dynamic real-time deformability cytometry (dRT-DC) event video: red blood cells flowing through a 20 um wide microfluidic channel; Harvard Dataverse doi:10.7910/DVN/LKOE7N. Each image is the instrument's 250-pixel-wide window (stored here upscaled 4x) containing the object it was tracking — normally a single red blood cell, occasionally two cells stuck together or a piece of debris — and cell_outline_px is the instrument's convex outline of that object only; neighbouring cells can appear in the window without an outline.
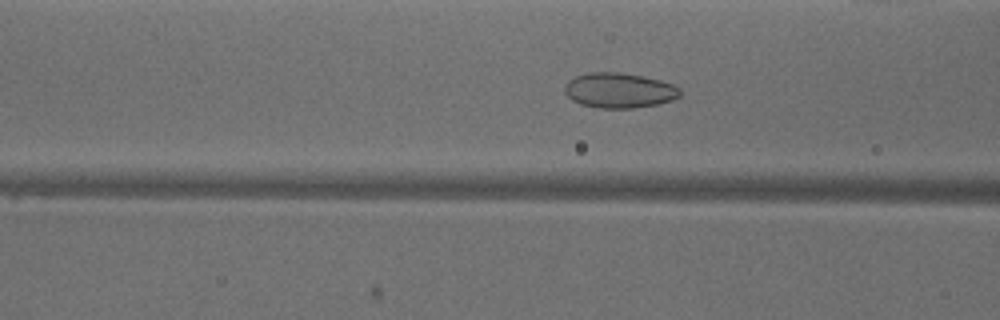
{"species": "common noctule bat (a hibernating species)", "species_latin": "Nyctalus noctula", "temperature_condition": "warm", "stored_images_in_passage": 50, "camera_frame_rate_fps": 3000, "um_per_image_px": 0.085, "animal": {"sex": "male", "body_mass_g": 18.8}, "frame": {"image": 1, "passage_image": 19, "time_ms": 6.0, "image_size_px": [1000, 320], "cell_outline_px": [[680, 96], [672, 100], [660, 104], [636, 108], [596, 108], [580, 104], [572, 100], [564, 92], [564, 84], [568, 80], [576, 76], [588, 72], [620, 72], [660, 80], [672, 84], [680, 88]], "centroid_in_image_um": [52.61, 7.69], "position_along_channel_um": 114.0, "area_um2": 23.81}}
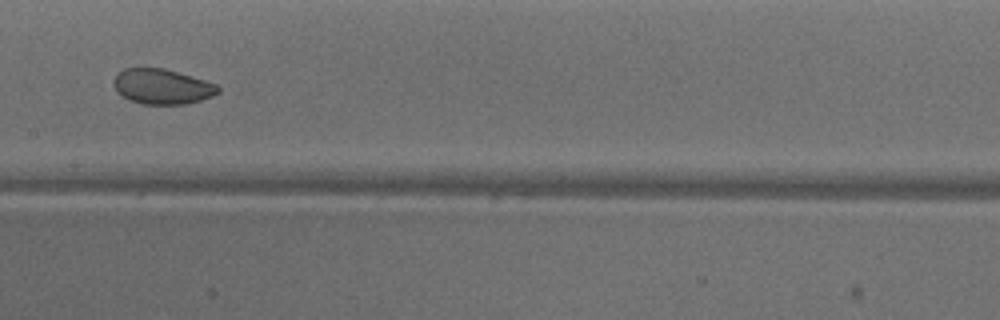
{"frame": {"image": 2, "passage_image": 25, "time_ms": 8.0, "image_size_px": [1000, 320], "cell_outline_px": [[220, 92], [212, 96], [188, 104], [140, 104], [128, 100], [116, 92], [112, 84], [112, 80], [124, 68], [164, 68], [204, 80], [216, 84], [220, 88]], "centroid_in_image_um": [13.75, 7.37], "position_along_channel_um": 193.7, "area_um2": 21.5}}
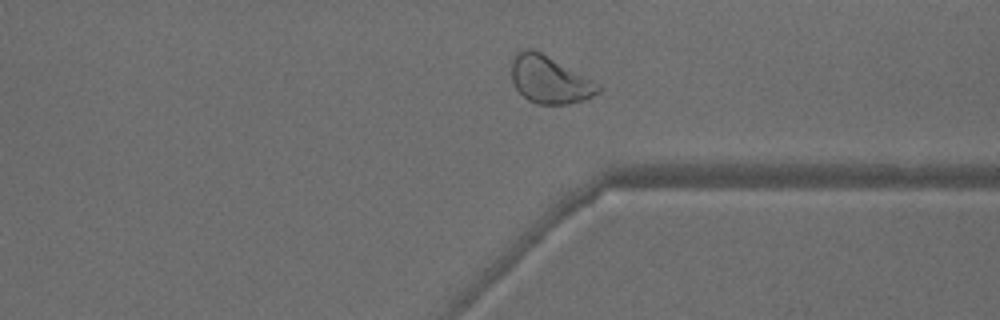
{"frame": {"image": 3, "passage_image": 38, "time_ms": 12.333, "image_size_px": [1000, 320], "cell_outline_px": [[600, 92], [584, 100], [568, 104], [536, 104], [528, 100], [516, 88], [512, 80], [512, 60], [520, 52], [528, 48], [532, 48], [540, 52], [600, 84]], "centroid_in_image_um": [46.73, 6.8], "position_along_channel_um": 364.7, "area_um2": 23.52}, "authors_computed_cell_mechanics": {"area_um2": 25.0852, "velocity_mm_per_s": 3.9735, "shape_relaxation_time_tau1_ms": 2.7734, "shape_relaxation_time_tau2_ms": 2.7202, "deformation_change_tau1": 0.0823, "deformation_change_tau2": 0.0622}}